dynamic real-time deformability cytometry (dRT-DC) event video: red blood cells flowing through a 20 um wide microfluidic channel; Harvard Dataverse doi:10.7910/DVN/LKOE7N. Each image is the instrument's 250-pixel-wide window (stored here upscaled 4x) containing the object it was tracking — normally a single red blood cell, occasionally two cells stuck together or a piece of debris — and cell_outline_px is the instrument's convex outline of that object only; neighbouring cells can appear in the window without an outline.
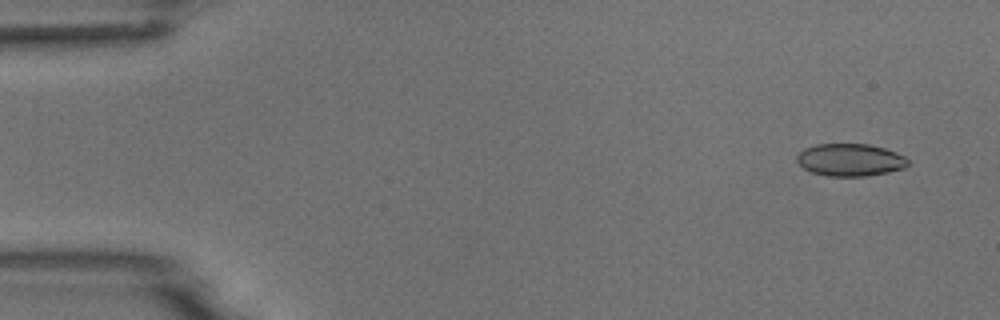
{"species": "common noctule bat (a hibernating species)", "species_latin": "Nyctalus noctula", "temperature_condition": "room temperature", "stored_images_in_passage": 5, "camera_frame_rate_fps": 3000, "um_per_image_px": 0.085, "animal": {"sex": "male", "body_mass_g": 18.8}, "frame": {"image": 1, "passage_image": 1, "time_ms": 0.0, "image_size_px": [1000, 320], "cell_outline_px": [[908, 164], [904, 168], [888, 172], [868, 176], [828, 176], [812, 172], [804, 168], [796, 160], [796, 156], [804, 148], [816, 144], [868, 144], [884, 148], [896, 152], [904, 156], [908, 160]], "centroid_in_image_um": [72.26, 13.59], "position_along_channel_um": 12.7, "area_um2": 20.98}}
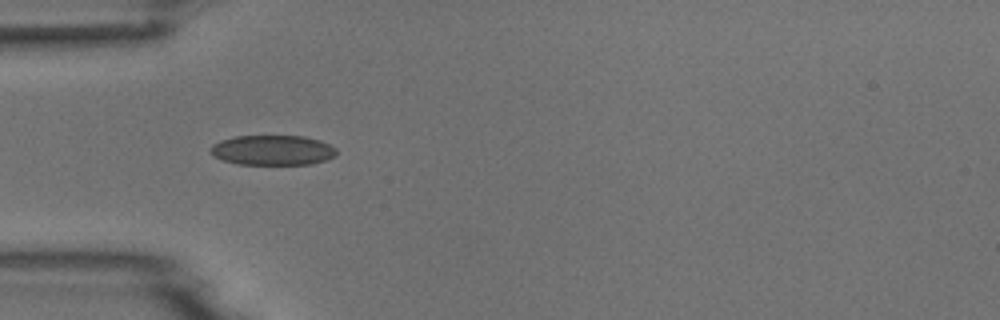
{"frame": {"image": 2, "passage_image": 4, "time_ms": 4.333, "image_size_px": [1000, 320], "cell_outline_px": [[336, 156], [328, 160], [312, 164], [236, 164], [212, 156], [212, 144], [220, 140], [232, 136], [304, 136], [320, 140], [336, 148]], "centroid_in_image_um": [23.19, 12.76], "position_along_channel_um": 61.8, "area_um2": 22.14}}